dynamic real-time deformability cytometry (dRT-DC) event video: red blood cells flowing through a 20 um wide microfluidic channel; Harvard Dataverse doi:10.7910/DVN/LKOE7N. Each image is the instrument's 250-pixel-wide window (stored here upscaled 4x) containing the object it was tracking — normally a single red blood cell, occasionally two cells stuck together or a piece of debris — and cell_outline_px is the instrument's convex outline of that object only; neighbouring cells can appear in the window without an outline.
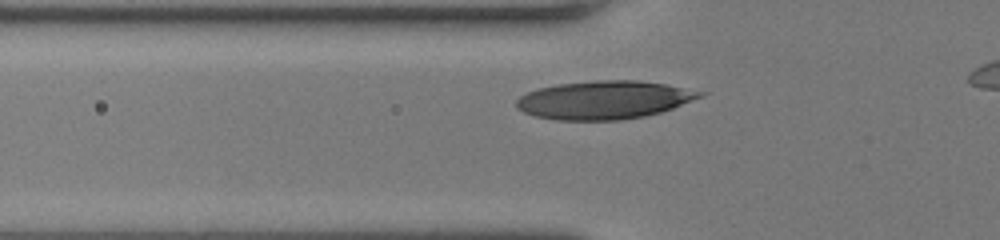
{"species": "human", "species_latin": "Homo sapiens", "temperature_condition": "room temperature", "stored_images_in_passage": 36, "camera_frame_rate_fps": 3000, "um_per_image_px": 0.085, "donor": {"sex": "female"}, "frame": {"image": 1, "passage_image": 12, "time_ms": 3.667, "image_size_px": [1000, 240], "cell_outline_px": [[708, 92], [704, 96], [672, 108], [660, 112], [644, 116], [620, 120], [556, 120], [536, 116], [524, 112], [516, 108], [516, 100], [520, 96], [536, 88], [560, 84], [596, 80], [636, 80], [664, 84]], "centroid_in_image_um": [51.35, 8.49], "position_along_channel_um": 74.4, "area_um2": 40.86}}
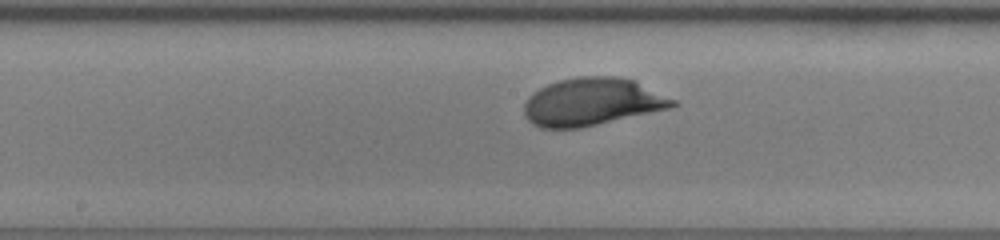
{"frame": {"image": 2, "passage_image": 21, "time_ms": 6.667, "image_size_px": [1000, 240], "cell_outline_px": [[680, 104], [672, 108], [580, 128], [540, 128], [532, 124], [524, 116], [524, 104], [528, 96], [540, 88], [548, 84], [560, 80], [576, 76], [616, 76], [636, 80], [676, 100]], "centroid_in_image_um": [50.35, 8.65], "position_along_channel_um": 197.8, "area_um2": 41.62}}
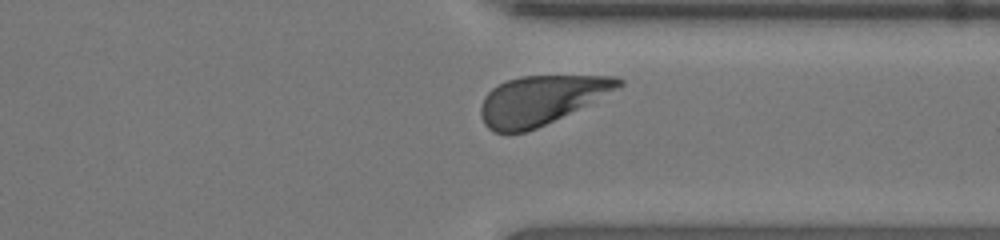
{"frame": {"image": 3, "passage_image": 33, "time_ms": 10.667, "image_size_px": [1000, 240], "cell_outline_px": [[624, 84], [536, 128], [524, 132], [492, 132], [484, 124], [480, 116], [480, 108], [484, 96], [492, 88], [508, 80], [520, 76], [616, 76], [624, 80]], "centroid_in_image_um": [45.88, 8.49], "position_along_channel_um": 365.5, "area_um2": 38.09}, "authors_computed_cell_mechanics": {"area_um2": 40.171, "velocity_mm_per_s": 4.1506, "shape_relaxation_time_tau1_ms": 2.1829, "shape_relaxation_time_tau2_ms": null, "deformation_change_tau1": 0.1516, "deformation_change_tau2": null}}